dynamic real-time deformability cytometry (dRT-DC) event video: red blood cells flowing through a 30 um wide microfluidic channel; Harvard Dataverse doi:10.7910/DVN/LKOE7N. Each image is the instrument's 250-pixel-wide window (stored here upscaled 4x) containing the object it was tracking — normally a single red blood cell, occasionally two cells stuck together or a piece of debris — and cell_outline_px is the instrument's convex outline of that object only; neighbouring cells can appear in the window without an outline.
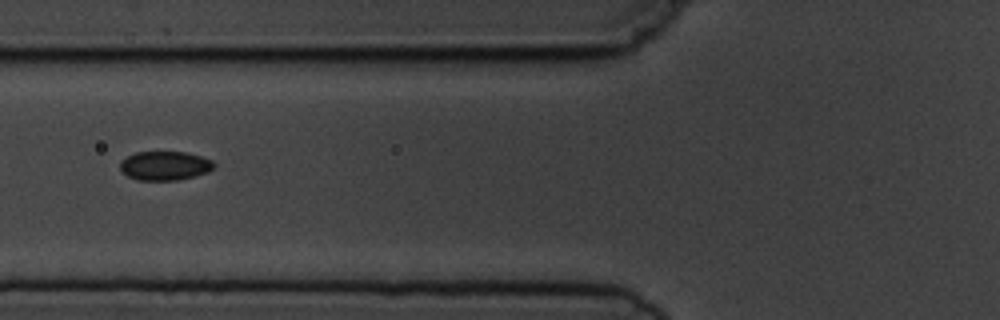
{"species": "common noctule bat (a hibernating species)", "species_latin": "Nyctalus noctula", "temperature_condition": "cold", "stored_images_in_passage": 8, "segment_of_instrument_passage": [2, 2], "camera_frame_rate_fps": 3000, "um_per_image_px": 0.085, "animal": {"sex": "male", "body_mass_g": 19.5, "forearm_length_mm": 54.6}, "frame": {"image": 1, "passage_image": 6, "time_ms": 6.667, "image_size_px": [1000, 320], "cell_outline_px": [[216, 164], [208, 172], [176, 180], [136, 180], [128, 176], [120, 168], [120, 160], [136, 152], [188, 152], [212, 160]], "centroid_in_image_um": [14.0, 14.08], "position_along_channel_um": 111.8, "area_um2": 15.78}}
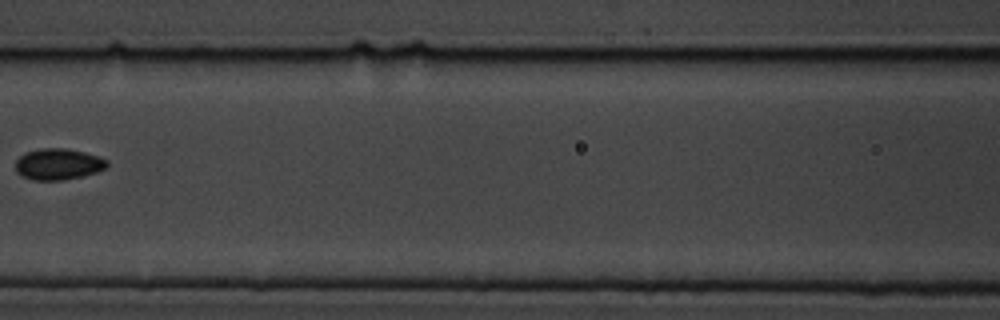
{"frame": {"image": 2, "passage_image": 7, "time_ms": 8.0, "image_size_px": [1000, 320], "cell_outline_px": [[108, 168], [84, 176], [64, 180], [32, 180], [20, 176], [16, 172], [16, 160], [24, 152], [40, 148], [64, 148], [84, 152], [100, 156], [108, 160]], "centroid_in_image_um": [4.95, 13.96], "position_along_channel_um": 161.6, "area_um2": 16.99}}
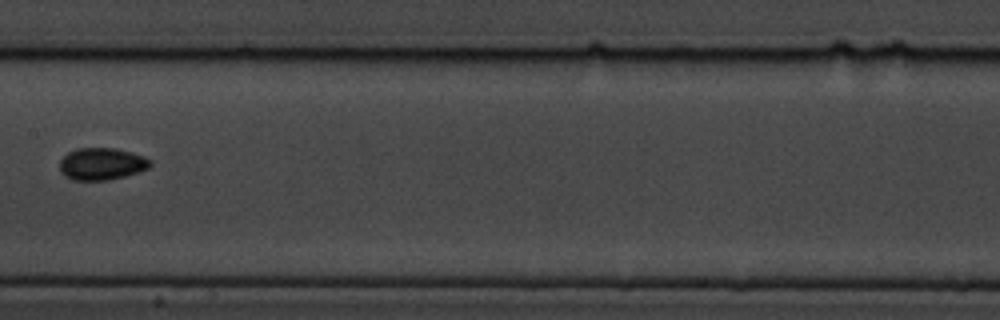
{"frame": {"image": 3, "passage_image": 8, "time_ms": 9.0, "image_size_px": [1000, 320], "cell_outline_px": [[152, 164], [148, 168], [140, 172], [108, 180], [72, 180], [64, 176], [60, 172], [60, 160], [68, 152], [76, 148], [116, 148], [132, 152], [144, 156], [152, 160]], "centroid_in_image_um": [8.65, 13.93], "position_along_channel_um": 198.7, "area_um2": 17.17}}